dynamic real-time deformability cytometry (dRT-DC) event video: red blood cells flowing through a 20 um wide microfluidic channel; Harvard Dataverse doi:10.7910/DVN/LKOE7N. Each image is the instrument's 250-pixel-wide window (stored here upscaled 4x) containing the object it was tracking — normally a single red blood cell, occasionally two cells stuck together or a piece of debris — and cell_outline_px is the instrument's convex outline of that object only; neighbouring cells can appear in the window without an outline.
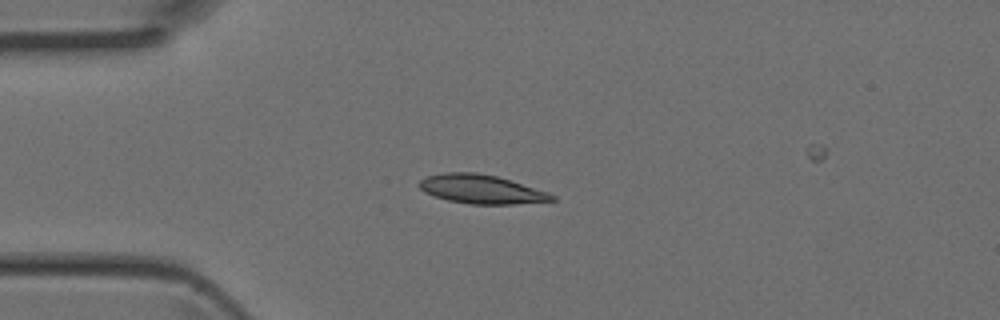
{"species": "Egyptian fruit bat (a non-hibernating species)", "species_latin": "Rousettus aegyptiacus", "temperature_condition": "room temperature", "stored_images_in_passage": 2, "camera_frame_rate_fps": 3000, "um_per_image_px": 0.085, "animal": {"sex": "female"}, "frame": {"image": 1, "passage_image": 1, "time_ms": 0.0, "image_size_px": [1000, 320], "cell_outline_px": [[556, 200], [512, 204], [468, 204], [448, 200], [424, 192], [420, 188], [420, 180], [428, 176], [444, 172], [476, 172], [496, 176], [548, 192], [556, 196]], "centroid_in_image_um": [40.91, 16.08], "position_along_channel_um": 44.1, "area_um2": 22.08}}